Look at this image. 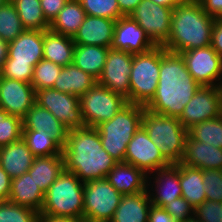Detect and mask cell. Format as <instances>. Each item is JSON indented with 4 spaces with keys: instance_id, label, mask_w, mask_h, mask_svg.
<instances>
[{
    "instance_id": "cell-1",
    "label": "cell",
    "mask_w": 222,
    "mask_h": 222,
    "mask_svg": "<svg viewBox=\"0 0 222 222\" xmlns=\"http://www.w3.org/2000/svg\"><path fill=\"white\" fill-rule=\"evenodd\" d=\"M200 87L189 73L181 54L160 46L158 86L145 108L156 114L179 118Z\"/></svg>"
},
{
    "instance_id": "cell-2",
    "label": "cell",
    "mask_w": 222,
    "mask_h": 222,
    "mask_svg": "<svg viewBox=\"0 0 222 222\" xmlns=\"http://www.w3.org/2000/svg\"><path fill=\"white\" fill-rule=\"evenodd\" d=\"M62 156L64 170L74 173L83 183L106 178L118 163L103 149L99 132L94 127L68 130Z\"/></svg>"
},
{
    "instance_id": "cell-3",
    "label": "cell",
    "mask_w": 222,
    "mask_h": 222,
    "mask_svg": "<svg viewBox=\"0 0 222 222\" xmlns=\"http://www.w3.org/2000/svg\"><path fill=\"white\" fill-rule=\"evenodd\" d=\"M214 21L198 0H183L173 9L170 37L163 47L181 53L210 46Z\"/></svg>"
},
{
    "instance_id": "cell-4",
    "label": "cell",
    "mask_w": 222,
    "mask_h": 222,
    "mask_svg": "<svg viewBox=\"0 0 222 222\" xmlns=\"http://www.w3.org/2000/svg\"><path fill=\"white\" fill-rule=\"evenodd\" d=\"M84 183L64 170L47 189L39 217L84 219Z\"/></svg>"
},
{
    "instance_id": "cell-5",
    "label": "cell",
    "mask_w": 222,
    "mask_h": 222,
    "mask_svg": "<svg viewBox=\"0 0 222 222\" xmlns=\"http://www.w3.org/2000/svg\"><path fill=\"white\" fill-rule=\"evenodd\" d=\"M142 126L170 165L181 163L188 130L178 118L156 114L144 107Z\"/></svg>"
},
{
    "instance_id": "cell-6",
    "label": "cell",
    "mask_w": 222,
    "mask_h": 222,
    "mask_svg": "<svg viewBox=\"0 0 222 222\" xmlns=\"http://www.w3.org/2000/svg\"><path fill=\"white\" fill-rule=\"evenodd\" d=\"M43 59V31L25 30L8 44L1 76L31 83L35 65Z\"/></svg>"
},
{
    "instance_id": "cell-7",
    "label": "cell",
    "mask_w": 222,
    "mask_h": 222,
    "mask_svg": "<svg viewBox=\"0 0 222 222\" xmlns=\"http://www.w3.org/2000/svg\"><path fill=\"white\" fill-rule=\"evenodd\" d=\"M144 106L128 103L111 120L96 127L102 147L118 162H124L127 145L142 125Z\"/></svg>"
},
{
    "instance_id": "cell-8",
    "label": "cell",
    "mask_w": 222,
    "mask_h": 222,
    "mask_svg": "<svg viewBox=\"0 0 222 222\" xmlns=\"http://www.w3.org/2000/svg\"><path fill=\"white\" fill-rule=\"evenodd\" d=\"M160 46L133 54L130 71L129 103L146 106L154 97L159 80Z\"/></svg>"
},
{
    "instance_id": "cell-9",
    "label": "cell",
    "mask_w": 222,
    "mask_h": 222,
    "mask_svg": "<svg viewBox=\"0 0 222 222\" xmlns=\"http://www.w3.org/2000/svg\"><path fill=\"white\" fill-rule=\"evenodd\" d=\"M127 104L124 96L98 83L80 97L86 127L96 128L102 122L111 120Z\"/></svg>"
},
{
    "instance_id": "cell-10",
    "label": "cell",
    "mask_w": 222,
    "mask_h": 222,
    "mask_svg": "<svg viewBox=\"0 0 222 222\" xmlns=\"http://www.w3.org/2000/svg\"><path fill=\"white\" fill-rule=\"evenodd\" d=\"M106 178L84 183V220L110 222L122 199Z\"/></svg>"
},
{
    "instance_id": "cell-11",
    "label": "cell",
    "mask_w": 222,
    "mask_h": 222,
    "mask_svg": "<svg viewBox=\"0 0 222 222\" xmlns=\"http://www.w3.org/2000/svg\"><path fill=\"white\" fill-rule=\"evenodd\" d=\"M35 103L49 110L69 130L85 127L78 96L46 88L36 91Z\"/></svg>"
},
{
    "instance_id": "cell-12",
    "label": "cell",
    "mask_w": 222,
    "mask_h": 222,
    "mask_svg": "<svg viewBox=\"0 0 222 222\" xmlns=\"http://www.w3.org/2000/svg\"><path fill=\"white\" fill-rule=\"evenodd\" d=\"M172 12V8L155 4L151 0H142L130 17L156 46H163L170 37Z\"/></svg>"
},
{
    "instance_id": "cell-13",
    "label": "cell",
    "mask_w": 222,
    "mask_h": 222,
    "mask_svg": "<svg viewBox=\"0 0 222 222\" xmlns=\"http://www.w3.org/2000/svg\"><path fill=\"white\" fill-rule=\"evenodd\" d=\"M222 115V87L201 86L186 104L178 120L187 130Z\"/></svg>"
},
{
    "instance_id": "cell-14",
    "label": "cell",
    "mask_w": 222,
    "mask_h": 222,
    "mask_svg": "<svg viewBox=\"0 0 222 222\" xmlns=\"http://www.w3.org/2000/svg\"><path fill=\"white\" fill-rule=\"evenodd\" d=\"M189 73L201 86H220L222 58L212 46L195 48L180 53ZM215 81V82H214Z\"/></svg>"
},
{
    "instance_id": "cell-15",
    "label": "cell",
    "mask_w": 222,
    "mask_h": 222,
    "mask_svg": "<svg viewBox=\"0 0 222 222\" xmlns=\"http://www.w3.org/2000/svg\"><path fill=\"white\" fill-rule=\"evenodd\" d=\"M133 54L125 50L109 48L102 73L97 80L98 84L124 96L129 103L130 71Z\"/></svg>"
},
{
    "instance_id": "cell-16",
    "label": "cell",
    "mask_w": 222,
    "mask_h": 222,
    "mask_svg": "<svg viewBox=\"0 0 222 222\" xmlns=\"http://www.w3.org/2000/svg\"><path fill=\"white\" fill-rule=\"evenodd\" d=\"M124 162L132 164L148 176L150 172L153 174L152 172L170 165L142 125L127 145Z\"/></svg>"
},
{
    "instance_id": "cell-17",
    "label": "cell",
    "mask_w": 222,
    "mask_h": 222,
    "mask_svg": "<svg viewBox=\"0 0 222 222\" xmlns=\"http://www.w3.org/2000/svg\"><path fill=\"white\" fill-rule=\"evenodd\" d=\"M36 91L28 82L0 76V109L23 119L35 104Z\"/></svg>"
},
{
    "instance_id": "cell-18",
    "label": "cell",
    "mask_w": 222,
    "mask_h": 222,
    "mask_svg": "<svg viewBox=\"0 0 222 222\" xmlns=\"http://www.w3.org/2000/svg\"><path fill=\"white\" fill-rule=\"evenodd\" d=\"M156 45L130 16L120 17L114 27L111 48L131 54L145 53Z\"/></svg>"
},
{
    "instance_id": "cell-19",
    "label": "cell",
    "mask_w": 222,
    "mask_h": 222,
    "mask_svg": "<svg viewBox=\"0 0 222 222\" xmlns=\"http://www.w3.org/2000/svg\"><path fill=\"white\" fill-rule=\"evenodd\" d=\"M116 20L86 15L73 37L75 45H96L111 48Z\"/></svg>"
},
{
    "instance_id": "cell-20",
    "label": "cell",
    "mask_w": 222,
    "mask_h": 222,
    "mask_svg": "<svg viewBox=\"0 0 222 222\" xmlns=\"http://www.w3.org/2000/svg\"><path fill=\"white\" fill-rule=\"evenodd\" d=\"M22 130L47 132L63 148L67 142L68 128L49 110L34 104L22 119Z\"/></svg>"
},
{
    "instance_id": "cell-21",
    "label": "cell",
    "mask_w": 222,
    "mask_h": 222,
    "mask_svg": "<svg viewBox=\"0 0 222 222\" xmlns=\"http://www.w3.org/2000/svg\"><path fill=\"white\" fill-rule=\"evenodd\" d=\"M181 164L202 170H222V148L200 142L188 133Z\"/></svg>"
},
{
    "instance_id": "cell-22",
    "label": "cell",
    "mask_w": 222,
    "mask_h": 222,
    "mask_svg": "<svg viewBox=\"0 0 222 222\" xmlns=\"http://www.w3.org/2000/svg\"><path fill=\"white\" fill-rule=\"evenodd\" d=\"M156 176L154 177L155 188L151 193L149 190L150 183L147 179V191L149 199L152 205L158 207H164L167 203L175 200L178 197H182L181 185L179 181V169L176 165H169L164 168H160L153 172ZM149 183V184H148ZM151 193V194H150Z\"/></svg>"
},
{
    "instance_id": "cell-23",
    "label": "cell",
    "mask_w": 222,
    "mask_h": 222,
    "mask_svg": "<svg viewBox=\"0 0 222 222\" xmlns=\"http://www.w3.org/2000/svg\"><path fill=\"white\" fill-rule=\"evenodd\" d=\"M147 178L142 170L125 162H118L107 174V181L122 195L147 190Z\"/></svg>"
},
{
    "instance_id": "cell-24",
    "label": "cell",
    "mask_w": 222,
    "mask_h": 222,
    "mask_svg": "<svg viewBox=\"0 0 222 222\" xmlns=\"http://www.w3.org/2000/svg\"><path fill=\"white\" fill-rule=\"evenodd\" d=\"M34 157L21 137L19 140L1 147L0 166L13 179L31 168Z\"/></svg>"
},
{
    "instance_id": "cell-25",
    "label": "cell",
    "mask_w": 222,
    "mask_h": 222,
    "mask_svg": "<svg viewBox=\"0 0 222 222\" xmlns=\"http://www.w3.org/2000/svg\"><path fill=\"white\" fill-rule=\"evenodd\" d=\"M45 194L38 184L26 172L11 181V189L8 201L41 212Z\"/></svg>"
},
{
    "instance_id": "cell-26",
    "label": "cell",
    "mask_w": 222,
    "mask_h": 222,
    "mask_svg": "<svg viewBox=\"0 0 222 222\" xmlns=\"http://www.w3.org/2000/svg\"><path fill=\"white\" fill-rule=\"evenodd\" d=\"M151 205L147 190L124 194L110 222H148Z\"/></svg>"
},
{
    "instance_id": "cell-27",
    "label": "cell",
    "mask_w": 222,
    "mask_h": 222,
    "mask_svg": "<svg viewBox=\"0 0 222 222\" xmlns=\"http://www.w3.org/2000/svg\"><path fill=\"white\" fill-rule=\"evenodd\" d=\"M74 50L73 37L50 29L43 31V59L64 67L73 63Z\"/></svg>"
},
{
    "instance_id": "cell-28",
    "label": "cell",
    "mask_w": 222,
    "mask_h": 222,
    "mask_svg": "<svg viewBox=\"0 0 222 222\" xmlns=\"http://www.w3.org/2000/svg\"><path fill=\"white\" fill-rule=\"evenodd\" d=\"M96 83L95 78L72 63L62 67L53 89L81 97Z\"/></svg>"
},
{
    "instance_id": "cell-29",
    "label": "cell",
    "mask_w": 222,
    "mask_h": 222,
    "mask_svg": "<svg viewBox=\"0 0 222 222\" xmlns=\"http://www.w3.org/2000/svg\"><path fill=\"white\" fill-rule=\"evenodd\" d=\"M64 171L62 154L34 157L31 168L27 171L45 194L47 189Z\"/></svg>"
},
{
    "instance_id": "cell-30",
    "label": "cell",
    "mask_w": 222,
    "mask_h": 222,
    "mask_svg": "<svg viewBox=\"0 0 222 222\" xmlns=\"http://www.w3.org/2000/svg\"><path fill=\"white\" fill-rule=\"evenodd\" d=\"M175 165L179 169L182 197L194 208L206 201L205 186L203 185V170L181 163Z\"/></svg>"
},
{
    "instance_id": "cell-31",
    "label": "cell",
    "mask_w": 222,
    "mask_h": 222,
    "mask_svg": "<svg viewBox=\"0 0 222 222\" xmlns=\"http://www.w3.org/2000/svg\"><path fill=\"white\" fill-rule=\"evenodd\" d=\"M85 17L86 12L79 0H68L50 23L49 29L61 35L74 37Z\"/></svg>"
},
{
    "instance_id": "cell-32",
    "label": "cell",
    "mask_w": 222,
    "mask_h": 222,
    "mask_svg": "<svg viewBox=\"0 0 222 222\" xmlns=\"http://www.w3.org/2000/svg\"><path fill=\"white\" fill-rule=\"evenodd\" d=\"M109 48L96 45H75L73 64L98 80Z\"/></svg>"
},
{
    "instance_id": "cell-33",
    "label": "cell",
    "mask_w": 222,
    "mask_h": 222,
    "mask_svg": "<svg viewBox=\"0 0 222 222\" xmlns=\"http://www.w3.org/2000/svg\"><path fill=\"white\" fill-rule=\"evenodd\" d=\"M25 30L45 31L49 29L50 23L44 17L40 0H10Z\"/></svg>"
},
{
    "instance_id": "cell-34",
    "label": "cell",
    "mask_w": 222,
    "mask_h": 222,
    "mask_svg": "<svg viewBox=\"0 0 222 222\" xmlns=\"http://www.w3.org/2000/svg\"><path fill=\"white\" fill-rule=\"evenodd\" d=\"M22 139L35 157L62 154V147L45 131L22 130Z\"/></svg>"
},
{
    "instance_id": "cell-35",
    "label": "cell",
    "mask_w": 222,
    "mask_h": 222,
    "mask_svg": "<svg viewBox=\"0 0 222 222\" xmlns=\"http://www.w3.org/2000/svg\"><path fill=\"white\" fill-rule=\"evenodd\" d=\"M25 28L13 3L8 0L0 7V37L6 41L11 42L15 40Z\"/></svg>"
},
{
    "instance_id": "cell-36",
    "label": "cell",
    "mask_w": 222,
    "mask_h": 222,
    "mask_svg": "<svg viewBox=\"0 0 222 222\" xmlns=\"http://www.w3.org/2000/svg\"><path fill=\"white\" fill-rule=\"evenodd\" d=\"M188 133L200 142L222 148V115L196 124Z\"/></svg>"
},
{
    "instance_id": "cell-37",
    "label": "cell",
    "mask_w": 222,
    "mask_h": 222,
    "mask_svg": "<svg viewBox=\"0 0 222 222\" xmlns=\"http://www.w3.org/2000/svg\"><path fill=\"white\" fill-rule=\"evenodd\" d=\"M61 70V65L42 59L34 67L31 85L35 91L53 88L54 82L59 77Z\"/></svg>"
},
{
    "instance_id": "cell-38",
    "label": "cell",
    "mask_w": 222,
    "mask_h": 222,
    "mask_svg": "<svg viewBox=\"0 0 222 222\" xmlns=\"http://www.w3.org/2000/svg\"><path fill=\"white\" fill-rule=\"evenodd\" d=\"M39 212L14 204L0 201V222H38Z\"/></svg>"
},
{
    "instance_id": "cell-39",
    "label": "cell",
    "mask_w": 222,
    "mask_h": 222,
    "mask_svg": "<svg viewBox=\"0 0 222 222\" xmlns=\"http://www.w3.org/2000/svg\"><path fill=\"white\" fill-rule=\"evenodd\" d=\"M86 15L118 20L123 15L117 0H79Z\"/></svg>"
},
{
    "instance_id": "cell-40",
    "label": "cell",
    "mask_w": 222,
    "mask_h": 222,
    "mask_svg": "<svg viewBox=\"0 0 222 222\" xmlns=\"http://www.w3.org/2000/svg\"><path fill=\"white\" fill-rule=\"evenodd\" d=\"M22 119L9 115L0 109V147L13 143L22 137Z\"/></svg>"
},
{
    "instance_id": "cell-41",
    "label": "cell",
    "mask_w": 222,
    "mask_h": 222,
    "mask_svg": "<svg viewBox=\"0 0 222 222\" xmlns=\"http://www.w3.org/2000/svg\"><path fill=\"white\" fill-rule=\"evenodd\" d=\"M206 200L222 203V170H203Z\"/></svg>"
},
{
    "instance_id": "cell-42",
    "label": "cell",
    "mask_w": 222,
    "mask_h": 222,
    "mask_svg": "<svg viewBox=\"0 0 222 222\" xmlns=\"http://www.w3.org/2000/svg\"><path fill=\"white\" fill-rule=\"evenodd\" d=\"M193 215L202 222H222V203L206 200L194 208Z\"/></svg>"
},
{
    "instance_id": "cell-43",
    "label": "cell",
    "mask_w": 222,
    "mask_h": 222,
    "mask_svg": "<svg viewBox=\"0 0 222 222\" xmlns=\"http://www.w3.org/2000/svg\"><path fill=\"white\" fill-rule=\"evenodd\" d=\"M177 222H185L194 215V207L183 197H178L175 200L167 203L163 207Z\"/></svg>"
},
{
    "instance_id": "cell-44",
    "label": "cell",
    "mask_w": 222,
    "mask_h": 222,
    "mask_svg": "<svg viewBox=\"0 0 222 222\" xmlns=\"http://www.w3.org/2000/svg\"><path fill=\"white\" fill-rule=\"evenodd\" d=\"M67 1L68 0H40L42 12L49 23L59 14Z\"/></svg>"
},
{
    "instance_id": "cell-45",
    "label": "cell",
    "mask_w": 222,
    "mask_h": 222,
    "mask_svg": "<svg viewBox=\"0 0 222 222\" xmlns=\"http://www.w3.org/2000/svg\"><path fill=\"white\" fill-rule=\"evenodd\" d=\"M211 46L222 58V18H215Z\"/></svg>"
},
{
    "instance_id": "cell-46",
    "label": "cell",
    "mask_w": 222,
    "mask_h": 222,
    "mask_svg": "<svg viewBox=\"0 0 222 222\" xmlns=\"http://www.w3.org/2000/svg\"><path fill=\"white\" fill-rule=\"evenodd\" d=\"M148 222H177L164 208L151 205Z\"/></svg>"
},
{
    "instance_id": "cell-47",
    "label": "cell",
    "mask_w": 222,
    "mask_h": 222,
    "mask_svg": "<svg viewBox=\"0 0 222 222\" xmlns=\"http://www.w3.org/2000/svg\"><path fill=\"white\" fill-rule=\"evenodd\" d=\"M203 10L214 18H222V0H198Z\"/></svg>"
},
{
    "instance_id": "cell-48",
    "label": "cell",
    "mask_w": 222,
    "mask_h": 222,
    "mask_svg": "<svg viewBox=\"0 0 222 222\" xmlns=\"http://www.w3.org/2000/svg\"><path fill=\"white\" fill-rule=\"evenodd\" d=\"M12 179L0 166V201H8Z\"/></svg>"
},
{
    "instance_id": "cell-49",
    "label": "cell",
    "mask_w": 222,
    "mask_h": 222,
    "mask_svg": "<svg viewBox=\"0 0 222 222\" xmlns=\"http://www.w3.org/2000/svg\"><path fill=\"white\" fill-rule=\"evenodd\" d=\"M142 0H117L120 12L123 16H130Z\"/></svg>"
},
{
    "instance_id": "cell-50",
    "label": "cell",
    "mask_w": 222,
    "mask_h": 222,
    "mask_svg": "<svg viewBox=\"0 0 222 222\" xmlns=\"http://www.w3.org/2000/svg\"><path fill=\"white\" fill-rule=\"evenodd\" d=\"M38 222H86L84 219L66 217H39Z\"/></svg>"
},
{
    "instance_id": "cell-51",
    "label": "cell",
    "mask_w": 222,
    "mask_h": 222,
    "mask_svg": "<svg viewBox=\"0 0 222 222\" xmlns=\"http://www.w3.org/2000/svg\"><path fill=\"white\" fill-rule=\"evenodd\" d=\"M8 42L4 41L0 37V71L2 70L4 63L8 57Z\"/></svg>"
},
{
    "instance_id": "cell-52",
    "label": "cell",
    "mask_w": 222,
    "mask_h": 222,
    "mask_svg": "<svg viewBox=\"0 0 222 222\" xmlns=\"http://www.w3.org/2000/svg\"><path fill=\"white\" fill-rule=\"evenodd\" d=\"M151 1L154 2L155 4L174 9L183 0H151Z\"/></svg>"
},
{
    "instance_id": "cell-53",
    "label": "cell",
    "mask_w": 222,
    "mask_h": 222,
    "mask_svg": "<svg viewBox=\"0 0 222 222\" xmlns=\"http://www.w3.org/2000/svg\"><path fill=\"white\" fill-rule=\"evenodd\" d=\"M185 222H202V221L196 218L195 216H193L187 219Z\"/></svg>"
},
{
    "instance_id": "cell-54",
    "label": "cell",
    "mask_w": 222,
    "mask_h": 222,
    "mask_svg": "<svg viewBox=\"0 0 222 222\" xmlns=\"http://www.w3.org/2000/svg\"><path fill=\"white\" fill-rule=\"evenodd\" d=\"M8 0H0V7L5 4Z\"/></svg>"
}]
</instances>
